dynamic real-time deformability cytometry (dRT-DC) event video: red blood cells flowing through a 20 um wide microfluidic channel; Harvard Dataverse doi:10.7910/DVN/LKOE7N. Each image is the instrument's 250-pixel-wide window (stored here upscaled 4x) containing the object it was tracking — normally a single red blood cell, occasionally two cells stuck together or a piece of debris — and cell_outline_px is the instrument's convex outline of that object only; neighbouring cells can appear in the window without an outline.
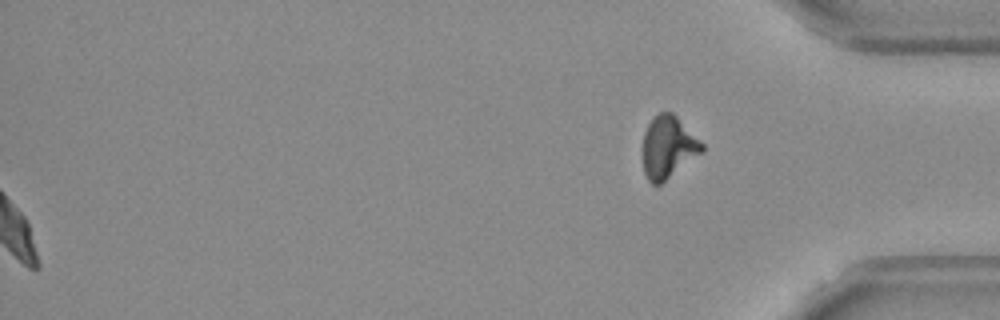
{"species": "Egyptian fruit bat (a non-hibernating species)", "species_latin": "Rousettus aegyptiacus", "temperature_condition": "warm", "stored_images_in_passage": 56, "segment_of_instrument_passage": [2, 2], "camera_frame_rate_fps": 3000, "um_per_image_px": 0.085, "frame": {"image": 1, "passage_image": 56, "time_ms": 18.333, "image_size_px": [1000, 320], "cell_outline_px": [[704, 148], [700, 152], [660, 184], [652, 184], [648, 180], [644, 172], [644, 132], [652, 116], [660, 112], [672, 112], [704, 144]], "centroid_in_image_um": [56.76, 12.47], "position_along_channel_um": 378.4, "area_um2": 20.81}}